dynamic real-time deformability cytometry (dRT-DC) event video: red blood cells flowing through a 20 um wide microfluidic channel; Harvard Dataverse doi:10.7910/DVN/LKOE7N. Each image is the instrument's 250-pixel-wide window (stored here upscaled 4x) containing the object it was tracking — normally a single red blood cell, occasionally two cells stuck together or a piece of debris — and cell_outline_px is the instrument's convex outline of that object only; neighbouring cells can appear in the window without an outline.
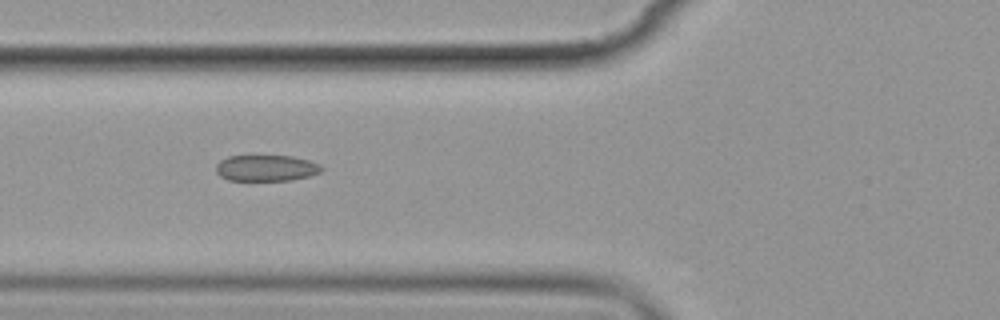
{"species": "common noctule bat (a hibernating species)", "species_latin": "Nyctalus noctula", "temperature_condition": "cold", "stored_images_in_passage": 5, "camera_frame_rate_fps": 3000, "um_per_image_px": 0.085, "animal": {"sex": "female", "body_mass_g": 19.9}, "frame": {"image": 1, "passage_image": 4, "time_ms": 3.667, "image_size_px": [1000, 320], "cell_outline_px": [[324, 168], [320, 172], [308, 176], [292, 180], [228, 180], [220, 176], [216, 172], [216, 164], [220, 160], [228, 156], [292, 156], [308, 160], [320, 164]], "centroid_in_image_um": [22.62, 14.28], "position_along_channel_um": 103.2, "area_um2": 16.07}}
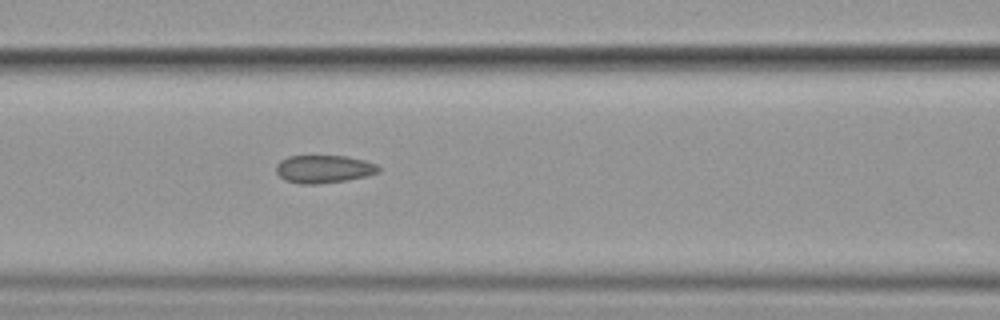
{"frame": {"image": 2, "passage_image": 5, "time_ms": 4.667, "image_size_px": [1000, 320], "cell_outline_px": [[380, 172], [368, 176], [348, 180], [316, 184], [300, 184], [284, 180], [276, 172], [276, 164], [280, 160], [288, 156], [348, 156], [364, 160], [376, 164], [380, 168]], "centroid_in_image_um": [27.53, 14.37], "position_along_channel_um": 139.1, "area_um2": 16.82}}